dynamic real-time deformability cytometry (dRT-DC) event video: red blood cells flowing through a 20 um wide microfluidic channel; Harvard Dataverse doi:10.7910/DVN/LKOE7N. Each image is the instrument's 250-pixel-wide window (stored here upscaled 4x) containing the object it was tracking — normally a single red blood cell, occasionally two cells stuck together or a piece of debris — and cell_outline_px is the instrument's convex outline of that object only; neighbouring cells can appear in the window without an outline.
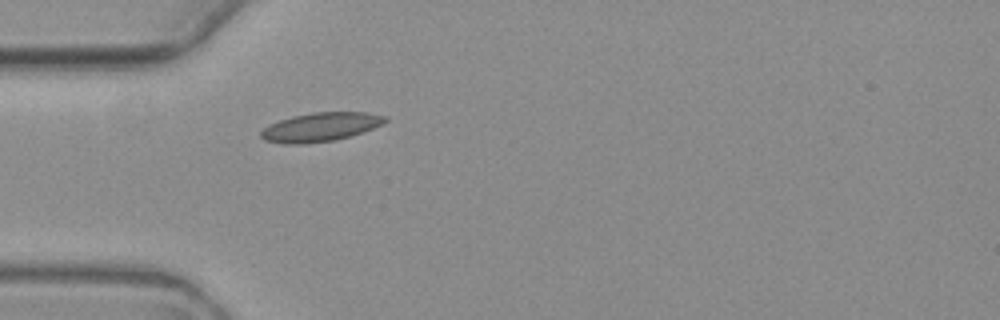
{"species": "common noctule bat (a hibernating species)", "species_latin": "Nyctalus noctula", "temperature_condition": "warm", "stored_images_in_passage": 1, "camera_frame_rate_fps": 3000, "um_per_image_px": 0.085, "animal": {"sex": "female", "body_mass_g": 19.3, "forearm_length_mm": 54.1}, "frame": {"image": 1, "passage_image": 1, "time_ms": 0.0, "image_size_px": [1000, 320], "cell_outline_px": [[388, 120], [372, 128], [336, 140], [304, 144], [284, 144], [264, 140], [260, 136], [260, 132], [268, 124], [292, 116], [312, 112], [368, 112], [388, 116]], "centroid_in_image_um": [27.21, 10.79], "position_along_channel_um": 57.8, "area_um2": 20.87}}